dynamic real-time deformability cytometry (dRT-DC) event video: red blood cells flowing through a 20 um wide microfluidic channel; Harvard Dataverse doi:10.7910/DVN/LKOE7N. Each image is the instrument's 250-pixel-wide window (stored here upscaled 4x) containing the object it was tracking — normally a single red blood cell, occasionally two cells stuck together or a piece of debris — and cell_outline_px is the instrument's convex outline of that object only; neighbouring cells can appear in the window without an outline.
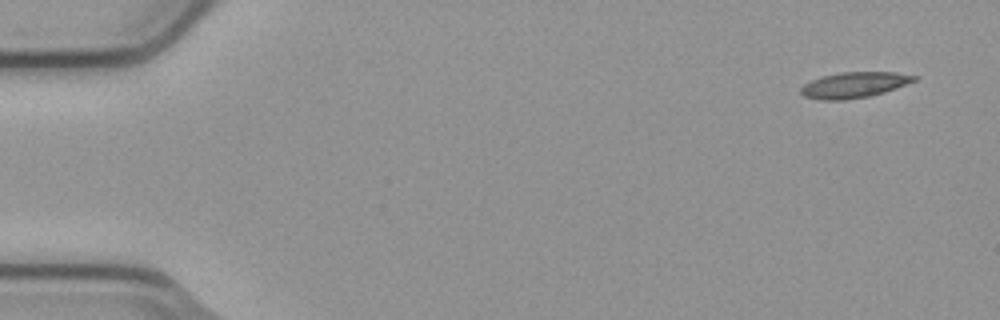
{"species": "common noctule bat (a hibernating species)", "species_latin": "Nyctalus noctula", "temperature_condition": "cold", "stored_images_in_passage": 9, "camera_frame_rate_fps": 3000, "um_per_image_px": 0.085, "animal": {"sex": "male", "body_mass_g": 23.1, "forearm_length_mm": 52.7}, "frame": {"image": 1, "passage_image": 1, "time_ms": 0.0, "image_size_px": [1000, 320], "cell_outline_px": [[920, 76], [916, 80], [896, 88], [872, 96], [844, 100], [820, 100], [804, 96], [800, 92], [800, 88], [804, 84], [812, 80], [824, 76], [840, 72], [896, 72]], "centroid_in_image_um": [72.62, 7.22], "position_along_channel_um": 12.4, "area_um2": 17.05}}
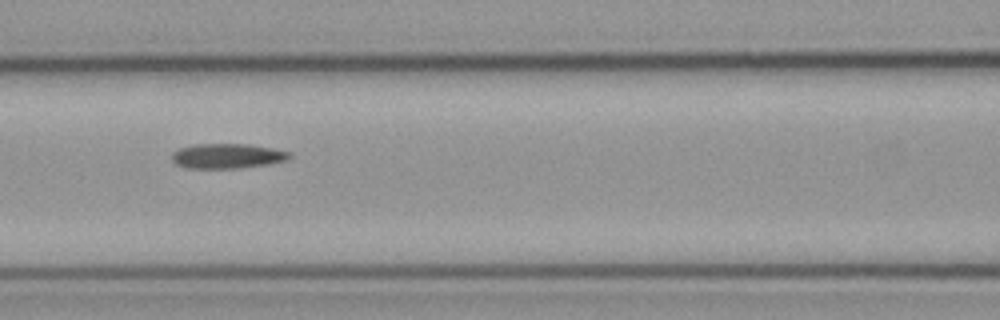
{"frame": {"image": 2, "passage_image": 7, "time_ms": 2.0, "image_size_px": [1000, 320], "cell_outline_px": [[292, 156], [288, 160], [268, 164], [240, 168], [184, 168], [176, 164], [172, 160], [172, 152], [180, 148], [196, 144], [248, 144], [272, 148], [292, 152]], "centroid_in_image_um": [19.34, 13.26], "position_along_channel_um": 147.3, "area_um2": 17.17}}
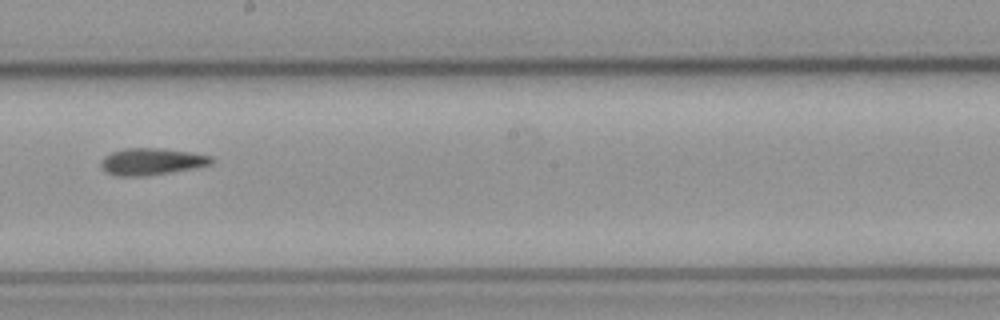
{"frame": {"image": 3, "passage_image": 9, "time_ms": 2.667, "image_size_px": [1000, 320], "cell_outline_px": [[216, 160], [212, 164], [196, 168], [144, 176], [116, 176], [104, 172], [100, 164], [100, 160], [104, 156], [112, 152], [124, 148], [160, 148], [188, 152], [212, 156]], "centroid_in_image_um": [12.87, 13.74], "position_along_channel_um": 235.3, "area_um2": 17.46}}